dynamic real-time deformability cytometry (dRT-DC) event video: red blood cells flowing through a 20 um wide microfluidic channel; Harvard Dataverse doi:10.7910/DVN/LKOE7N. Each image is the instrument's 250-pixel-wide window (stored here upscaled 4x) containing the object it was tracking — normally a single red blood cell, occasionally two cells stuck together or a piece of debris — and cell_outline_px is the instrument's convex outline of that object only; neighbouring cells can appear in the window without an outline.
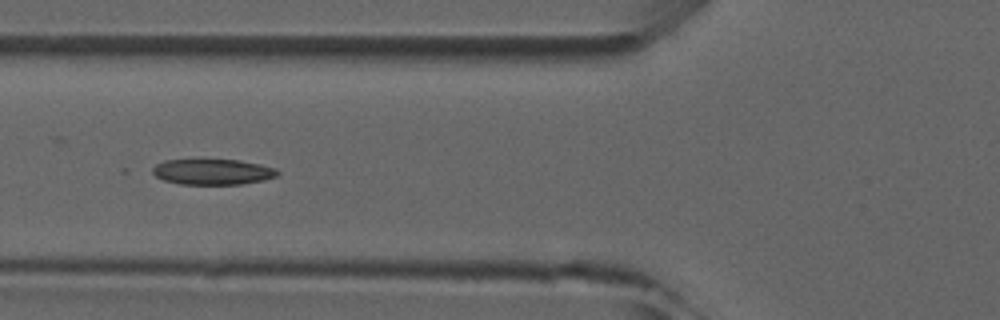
{"species": "common noctule bat (a hibernating species)", "species_latin": "Nyctalus noctula", "temperature_condition": "room temperature", "stored_images_in_passage": 2, "camera_frame_rate_fps": 3000, "um_per_image_px": 0.085, "animal": {"sex": "male", "forearm_length_mm": 52.5}, "frame": {"image": 1, "passage_image": 2, "time_ms": 1.0, "image_size_px": [1000, 320], "cell_outline_px": [[280, 172], [276, 176], [264, 180], [240, 184], [180, 184], [164, 180], [156, 176], [152, 172], [152, 168], [156, 164], [164, 160], [240, 160], [260, 164], [276, 168]], "centroid_in_image_um": [18.09, 14.6], "position_along_channel_um": 107.7, "area_um2": 18.61}}